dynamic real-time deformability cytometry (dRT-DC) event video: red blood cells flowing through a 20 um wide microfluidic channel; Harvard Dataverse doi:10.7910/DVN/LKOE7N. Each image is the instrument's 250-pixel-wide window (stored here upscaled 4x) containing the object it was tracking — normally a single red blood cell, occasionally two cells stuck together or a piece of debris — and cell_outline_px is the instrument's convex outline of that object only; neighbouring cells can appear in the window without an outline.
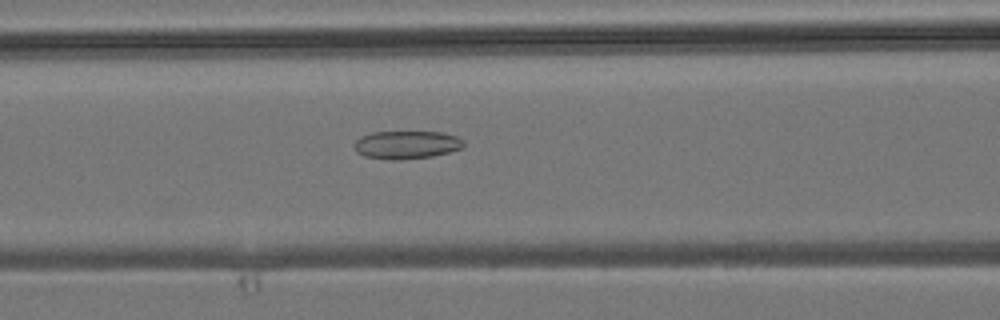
{"species": "common noctule bat (a hibernating species)", "species_latin": "Nyctalus noctula", "temperature_condition": "room temperature", "stored_images_in_passage": 28, "camera_frame_rate_fps": 3000, "um_per_image_px": 0.085, "animal": {"sex": "male", "body_mass_g": 19.2, "forearm_length_mm": 51.8}, "frame": {"image": 1, "passage_image": 11, "time_ms": 3.333, "image_size_px": [1000, 320], "cell_outline_px": [[464, 144], [460, 148], [448, 152], [432, 156], [400, 160], [388, 160], [364, 156], [356, 152], [356, 140], [360, 136], [372, 132], [440, 132], [456, 136], [464, 140]], "centroid_in_image_um": [34.54, 12.31], "position_along_channel_um": 132.1, "area_um2": 17.8}}
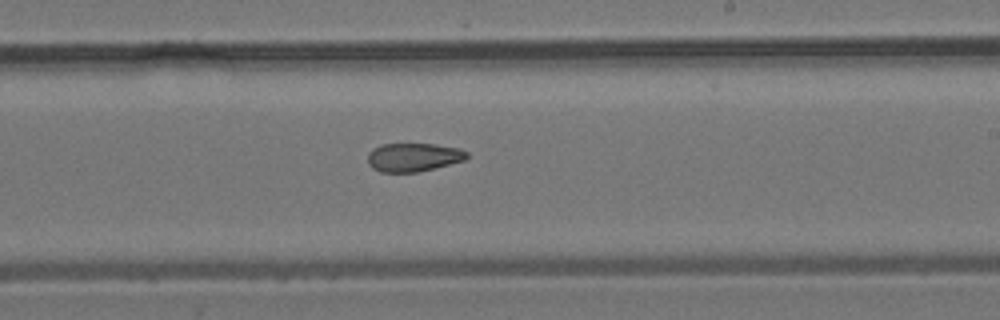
{"frame": {"image": 2, "passage_image": 19, "time_ms": 6.0, "image_size_px": [1000, 320], "cell_outline_px": [[468, 156], [464, 160], [416, 172], [380, 172], [372, 168], [368, 164], [368, 152], [372, 148], [380, 144], [432, 144], [460, 148], [468, 152]], "centroid_in_image_um": [35.09, 13.35], "position_along_channel_um": 253.9, "area_um2": 16.42}}
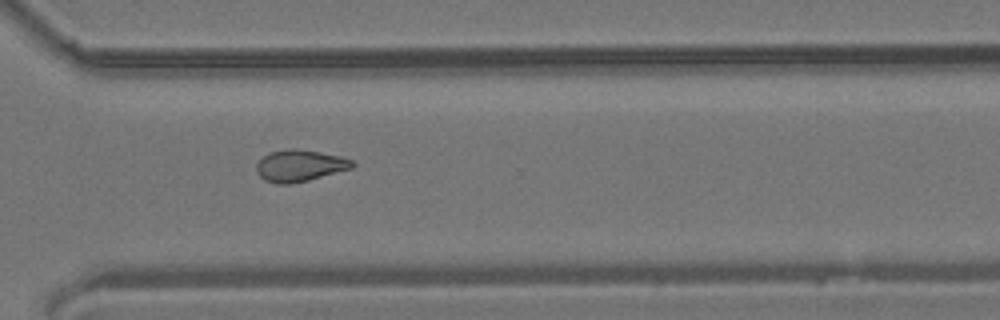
{"frame": {"image": 3, "passage_image": 25, "time_ms": 8.0, "image_size_px": [1000, 320], "cell_outline_px": [[356, 164], [352, 168], [308, 180], [292, 184], [276, 184], [264, 180], [256, 172], [256, 164], [268, 152], [288, 148], [292, 148], [320, 152], [340, 156], [352, 160]], "centroid_in_image_um": [25.45, 14.08], "position_along_channel_um": 345.1, "area_um2": 17.74}}